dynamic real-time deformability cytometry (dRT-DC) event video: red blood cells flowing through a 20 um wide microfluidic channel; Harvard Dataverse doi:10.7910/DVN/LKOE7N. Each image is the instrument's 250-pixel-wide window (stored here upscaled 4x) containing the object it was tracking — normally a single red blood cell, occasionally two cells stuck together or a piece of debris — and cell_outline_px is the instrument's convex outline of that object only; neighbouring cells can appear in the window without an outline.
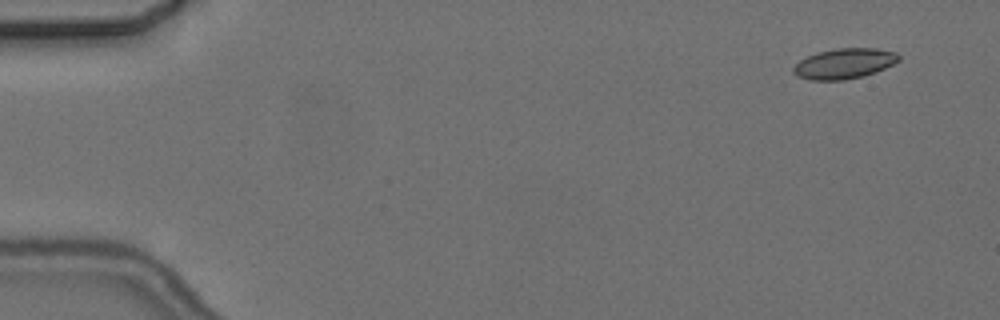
{"species": "common noctule bat (a hibernating species)", "species_latin": "Nyctalus noctula", "temperature_condition": "cold", "stored_images_in_passage": 5, "camera_frame_rate_fps": 3000, "um_per_image_px": 0.085, "animal": {"sex": "female", "body_mass_g": 24.6, "forearm_length_mm": 56.2}, "frame": {"image": 1, "passage_image": 1, "time_ms": 0.0, "image_size_px": [1000, 320], "cell_outline_px": [[900, 60], [876, 72], [864, 76], [844, 80], [812, 80], [796, 76], [792, 72], [792, 68], [800, 60], [816, 52], [836, 48], [876, 48], [896, 52], [900, 56]], "centroid_in_image_um": [71.75, 5.4], "position_along_channel_um": 13.2, "area_um2": 18.73}}
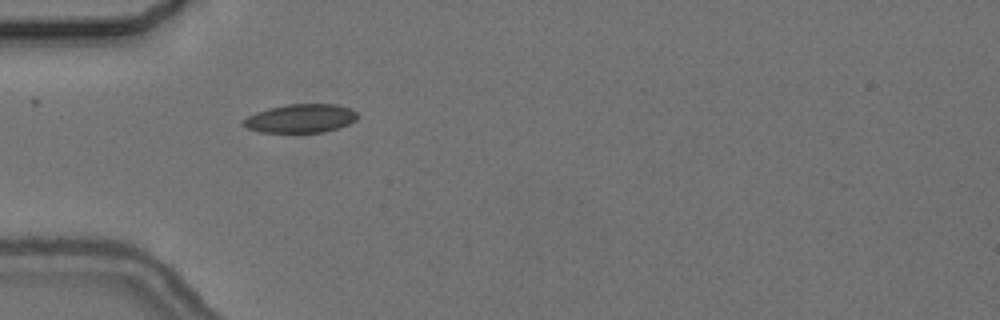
{"frame": {"image": 2, "passage_image": 5, "time_ms": 4.667, "image_size_px": [1000, 320], "cell_outline_px": [[360, 116], [356, 120], [348, 124], [324, 132], [260, 132], [248, 128], [240, 124], [248, 116], [256, 112], [268, 108], [288, 104], [336, 104], [352, 108]], "centroid_in_image_um": [25.58, 10.05], "position_along_channel_um": 59.4, "area_um2": 19.07}}